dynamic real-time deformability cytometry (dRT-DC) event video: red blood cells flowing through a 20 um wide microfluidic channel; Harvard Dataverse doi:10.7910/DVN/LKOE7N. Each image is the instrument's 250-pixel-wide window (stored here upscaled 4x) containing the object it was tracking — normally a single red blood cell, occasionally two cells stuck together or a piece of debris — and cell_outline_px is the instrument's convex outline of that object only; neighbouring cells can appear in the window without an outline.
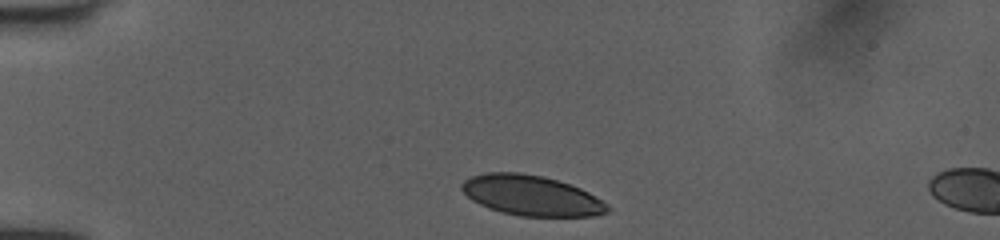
{"species": "human", "species_latin": "Homo sapiens", "temperature_condition": "room temperature", "stored_images_in_passage": 3, "camera_frame_rate_fps": 3000, "um_per_image_px": 0.085, "donor": {"sex": "female"}, "frame": {"image": 1, "passage_image": 1, "time_ms": 0.0, "image_size_px": [1000, 240], "cell_outline_px": [[612, 208], [608, 212], [596, 216], [520, 216], [488, 208], [472, 200], [460, 188], [460, 184], [464, 180], [472, 176], [484, 172], [520, 172], [544, 176], [580, 188], [588, 192], [608, 204]], "centroid_in_image_um": [45.17, 16.61], "position_along_channel_um": 39.8, "area_um2": 34.22}}